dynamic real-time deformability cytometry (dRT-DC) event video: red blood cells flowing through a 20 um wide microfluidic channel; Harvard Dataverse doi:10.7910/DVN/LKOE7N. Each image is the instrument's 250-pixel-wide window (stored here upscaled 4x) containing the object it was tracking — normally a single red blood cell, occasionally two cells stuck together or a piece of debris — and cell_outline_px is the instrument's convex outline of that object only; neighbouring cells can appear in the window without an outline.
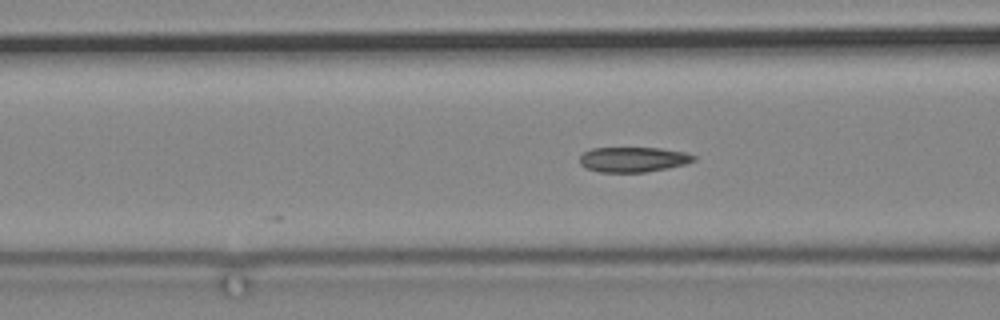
{"species": "common noctule bat (a hibernating species)", "species_latin": "Nyctalus noctula", "temperature_condition": "cold", "stored_images_in_passage": 52, "camera_frame_rate_fps": 3000, "um_per_image_px": 0.085, "animal": {"sex": "male", "body_mass_g": 19.2, "forearm_length_mm": 51.8}, "frame": {"image": 1, "passage_image": 42, "time_ms": 13.667, "image_size_px": [1000, 320], "cell_outline_px": [[696, 160], [688, 164], [668, 168], [644, 172], [600, 172], [588, 168], [580, 164], [580, 156], [584, 152], [592, 148], [660, 148], [684, 152], [696, 156]], "centroid_in_image_um": [53.86, 13.55], "position_along_channel_um": 112.7, "area_um2": 16.65}}
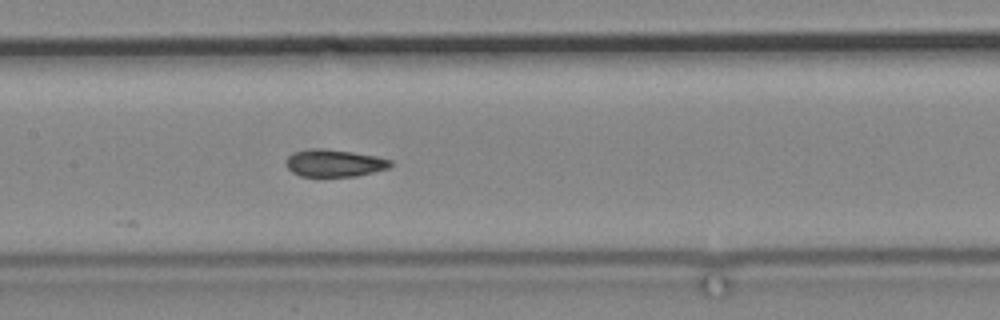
{"frame": {"image": 2, "passage_image": 48, "time_ms": 15.667, "image_size_px": [1000, 320], "cell_outline_px": [[392, 164], [388, 168], [356, 176], [300, 176], [292, 172], [288, 168], [288, 156], [292, 152], [316, 148], [320, 148], [352, 152], [376, 156], [392, 160]], "centroid_in_image_um": [28.43, 13.86], "position_along_channel_um": 179.0, "area_um2": 16.36}}
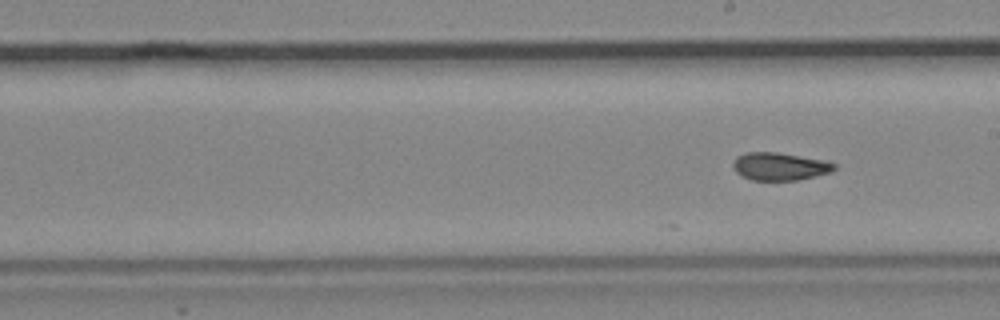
{"frame": {"image": 3, "passage_image": 52, "time_ms": 17.0, "image_size_px": [1000, 320], "cell_outline_px": [[836, 168], [832, 172], [816, 176], [796, 180], [752, 180], [736, 172], [732, 164], [736, 156], [748, 152], [776, 152], [824, 160], [836, 164]], "centroid_in_image_um": [66.29, 14.14], "position_along_channel_um": 222.7, "area_um2": 16.3}}